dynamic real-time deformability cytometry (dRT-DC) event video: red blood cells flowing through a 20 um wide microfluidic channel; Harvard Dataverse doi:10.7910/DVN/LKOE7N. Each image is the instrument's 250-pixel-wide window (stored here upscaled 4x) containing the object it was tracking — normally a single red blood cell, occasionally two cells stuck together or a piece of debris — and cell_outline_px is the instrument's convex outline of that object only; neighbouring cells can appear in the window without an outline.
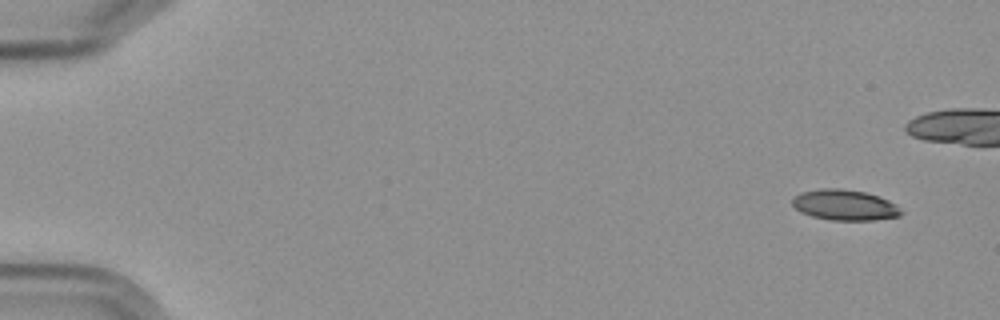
{"species": "Egyptian fruit bat (a non-hibernating species)", "species_latin": "Rousettus aegyptiacus", "temperature_condition": "cold", "stored_images_in_passage": 7, "camera_frame_rate_fps": 3000, "um_per_image_px": 0.085, "frame": {"image": 1, "passage_image": 1, "time_ms": 0.0, "image_size_px": [1000, 320], "cell_outline_px": [[904, 212], [900, 216], [872, 220], [828, 220], [812, 216], [800, 212], [792, 204], [792, 200], [800, 192], [820, 188], [840, 188], [864, 192], [880, 196], [896, 204]], "centroid_in_image_um": [71.81, 17.42], "position_along_channel_um": 13.2, "area_um2": 19.54}}